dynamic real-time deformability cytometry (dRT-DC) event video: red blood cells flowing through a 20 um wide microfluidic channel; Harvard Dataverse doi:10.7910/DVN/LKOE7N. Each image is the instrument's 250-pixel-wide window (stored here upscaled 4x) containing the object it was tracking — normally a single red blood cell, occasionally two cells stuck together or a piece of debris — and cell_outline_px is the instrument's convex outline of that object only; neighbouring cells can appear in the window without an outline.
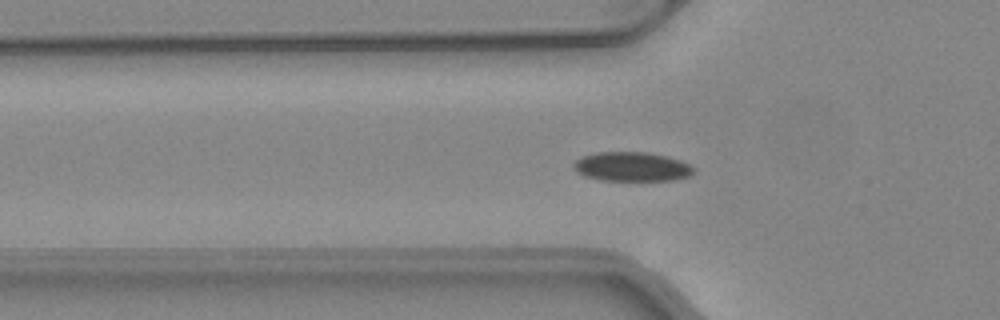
{"species": "common noctule bat (a hibernating species)", "species_latin": "Nyctalus noctula", "temperature_condition": "warm", "stored_images_in_passage": 18, "camera_frame_rate_fps": 3000, "um_per_image_px": 0.085, "animal": {"sex": "female", "body_mass_g": 24.6, "forearm_length_mm": 56.2}, "frame": {"image": 1, "passage_image": 2, "time_ms": 0.333, "image_size_px": [1000, 320], "cell_outline_px": [[696, 168], [688, 176], [676, 180], [600, 180], [584, 176], [576, 172], [572, 168], [572, 164], [580, 156], [596, 152], [644, 152], [664, 156], [680, 160]], "centroid_in_image_um": [53.64, 14.17], "position_along_channel_um": 72.2, "area_um2": 20.52}}
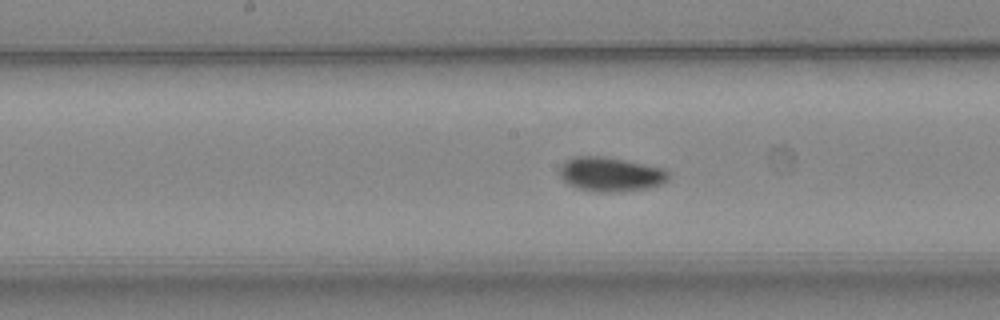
{"frame": {"image": 2, "passage_image": 11, "time_ms": 3.333, "image_size_px": [1000, 320], "cell_outline_px": [[668, 180], [660, 184], [648, 188], [620, 192], [596, 192], [576, 188], [568, 184], [556, 172], [564, 160], [572, 156], [604, 156], [664, 168], [668, 172]], "centroid_in_image_um": [51.83, 14.81], "position_along_channel_um": 196.4, "area_um2": 22.08}}
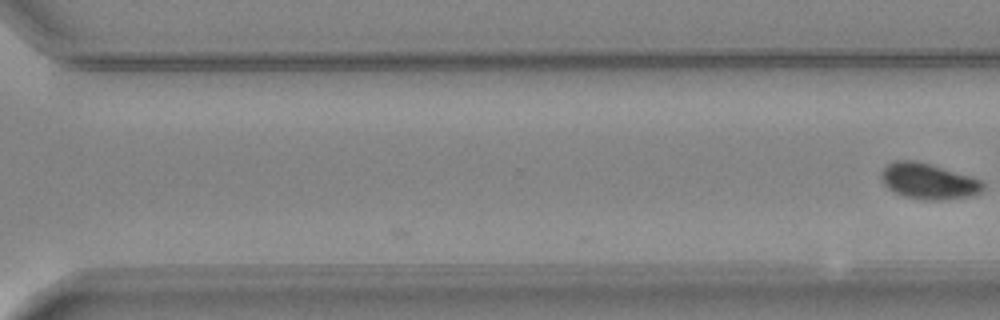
{"frame": {"image": 3, "passage_image": 18, "time_ms": 5.667, "image_size_px": [1000, 320], "cell_outline_px": [[984, 188], [980, 192], [972, 196], [944, 200], [920, 200], [904, 196], [888, 188], [884, 184], [880, 176], [880, 172], [888, 164], [896, 160], [916, 160], [984, 180]], "centroid_in_image_um": [78.93, 15.41], "position_along_channel_um": 291.7, "area_um2": 21.39}}